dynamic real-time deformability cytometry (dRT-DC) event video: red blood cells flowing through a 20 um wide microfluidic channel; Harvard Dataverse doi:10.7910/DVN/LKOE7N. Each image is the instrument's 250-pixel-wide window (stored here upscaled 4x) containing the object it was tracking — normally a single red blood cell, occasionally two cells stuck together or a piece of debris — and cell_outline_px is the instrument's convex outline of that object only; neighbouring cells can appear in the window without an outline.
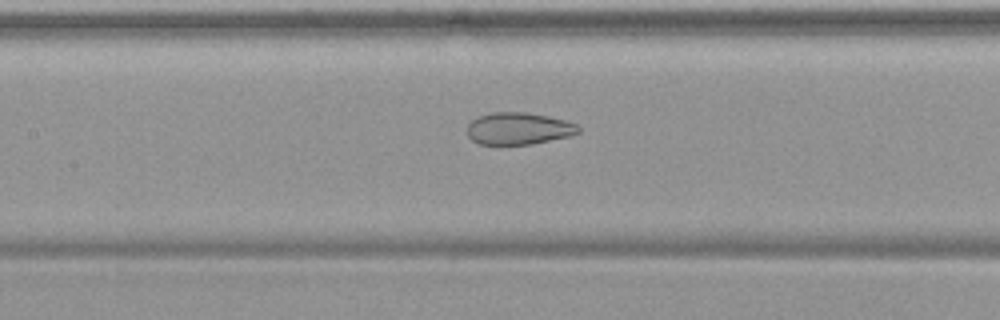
{"species": "common noctule bat (a hibernating species)", "species_latin": "Nyctalus noctula", "temperature_condition": "warm", "stored_images_in_passage": 53, "camera_frame_rate_fps": 3000, "um_per_image_px": 0.085, "animal": {"sex": "female", "body_mass_g": 19.9}, "frame": {"image": 1, "passage_image": 25, "time_ms": 8.0, "image_size_px": [1000, 320], "cell_outline_px": [[580, 132], [572, 136], [532, 144], [480, 144], [472, 140], [468, 136], [468, 124], [476, 116], [492, 112], [524, 112], [548, 116], [564, 120], [576, 124], [580, 128]], "centroid_in_image_um": [44.09, 10.92], "position_along_channel_um": 163.3, "area_um2": 20.87}}
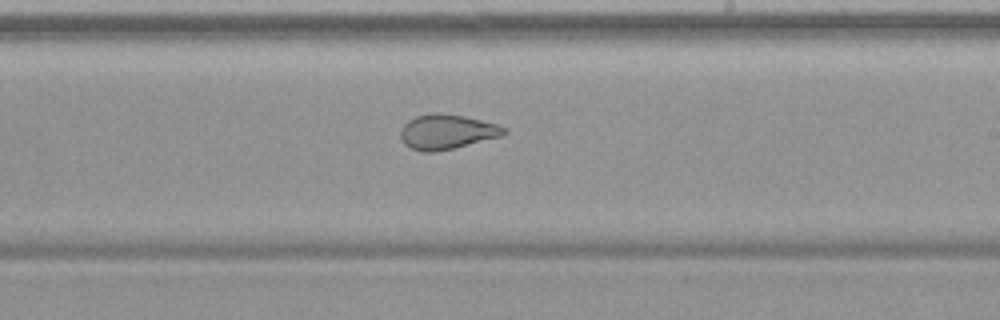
{"frame": {"image": 2, "passage_image": 32, "time_ms": 10.333, "image_size_px": [1000, 320], "cell_outline_px": [[508, 132], [504, 136], [436, 152], [420, 152], [404, 144], [400, 136], [400, 128], [408, 120], [416, 116], [436, 112], [440, 112], [464, 116], [496, 124], [504, 128]], "centroid_in_image_um": [37.96, 11.21], "position_along_channel_um": 251.0, "area_um2": 21.1}}
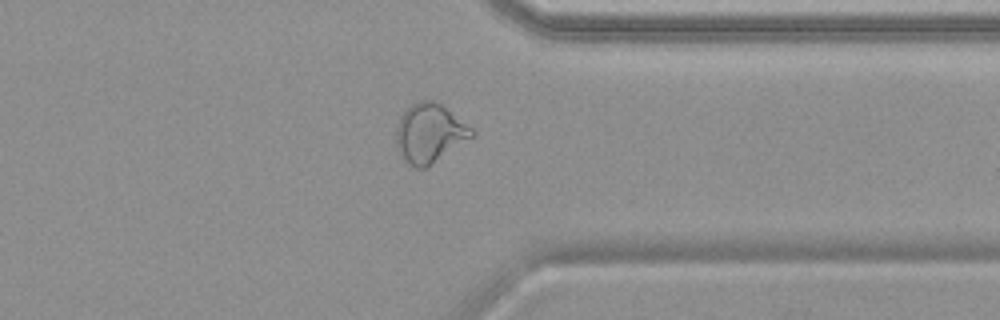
{"frame": {"image": 3, "passage_image": 42, "time_ms": 13.667, "image_size_px": [1000, 320], "cell_outline_px": [[476, 132], [472, 136], [424, 168], [416, 168], [400, 160], [396, 144], [396, 128], [400, 116], [412, 104], [420, 100], [432, 100], [440, 104], [472, 128]], "centroid_in_image_um": [36.45, 11.33], "position_along_channel_um": 375.0, "area_um2": 25.55}, "authors_computed_cell_mechanics": {"area_um2": 28.033, "velocity_mm_per_s": 3.7758, "shape_relaxation_time_tau1_ms": null, "shape_relaxation_time_tau2_ms": 1.6554, "deformation_change_tau1": null, "deformation_change_tau2": 0.0894}}